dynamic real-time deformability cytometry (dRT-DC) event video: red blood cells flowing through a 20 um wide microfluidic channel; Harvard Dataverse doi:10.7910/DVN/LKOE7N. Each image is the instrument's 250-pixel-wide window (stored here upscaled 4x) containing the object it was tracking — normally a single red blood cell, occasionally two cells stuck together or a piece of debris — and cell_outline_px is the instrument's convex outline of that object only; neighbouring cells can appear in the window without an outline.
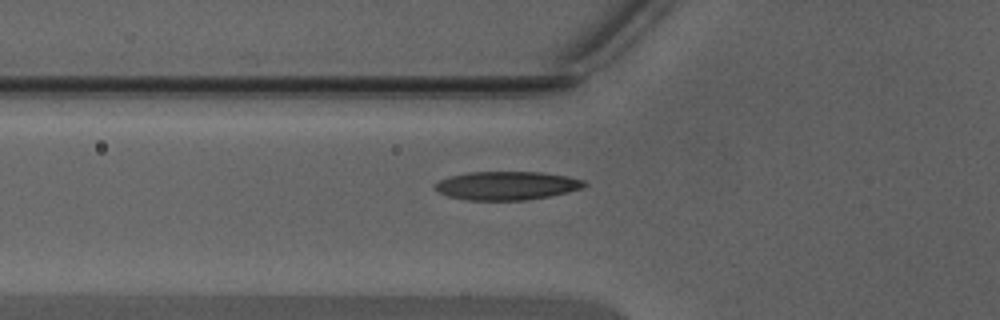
{"species": "Egyptian fruit bat (a non-hibernating species)", "species_latin": "Rousettus aegyptiacus", "temperature_condition": "warm", "stored_images_in_passage": 36, "camera_frame_rate_fps": 3000, "um_per_image_px": 0.085, "animal": {"sex": "male"}, "frame": {"image": 1, "passage_image": 9, "time_ms": 2.667, "image_size_px": [1000, 320], "cell_outline_px": [[588, 184], [580, 188], [568, 192], [548, 196], [524, 200], [468, 200], [448, 196], [440, 192], [436, 188], [436, 184], [440, 180], [448, 176], [468, 172], [544, 172], [568, 176], [584, 180]], "centroid_in_image_um": [43.1, 15.77], "position_along_channel_um": 82.7, "area_um2": 24.68}}
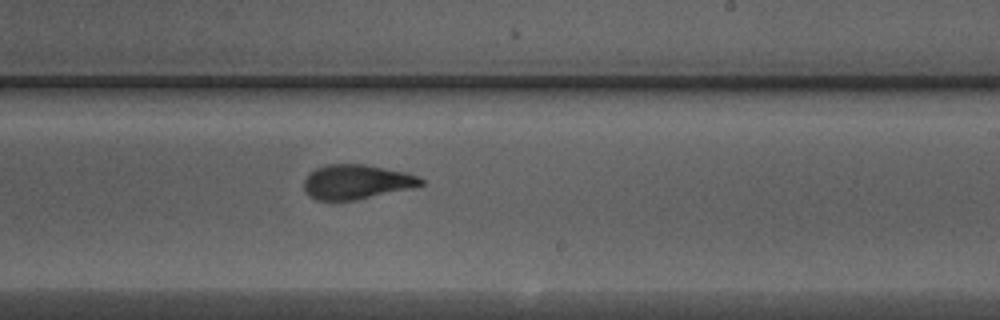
{"frame": {"image": 2, "passage_image": 21, "time_ms": 6.667, "image_size_px": [1000, 320], "cell_outline_px": [[424, 184], [412, 188], [356, 200], [316, 200], [308, 196], [304, 192], [304, 180], [316, 168], [324, 164], [364, 164], [408, 172], [424, 180]], "centroid_in_image_um": [30.3, 15.46], "position_along_channel_um": 258.7, "area_um2": 23.64}}
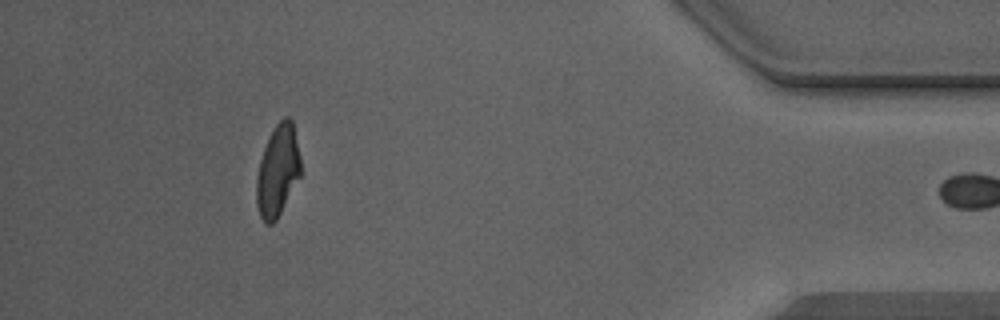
{"frame": {"image": 3, "passage_image": 35, "time_ms": 11.333, "image_size_px": [1000, 320], "cell_outline_px": [[300, 176], [276, 220], [272, 224], [264, 224], [260, 216], [256, 204], [256, 176], [260, 160], [264, 148], [276, 124], [284, 116], [288, 116], [292, 120], [300, 156]], "centroid_in_image_um": [23.59, 14.53], "position_along_channel_um": 411.6, "area_um2": 23.35}, "authors_computed_cell_mechanics": {"area_um2": 24.1026, "velocity_mm_per_s": 4.3877, "shape_relaxation_time_tau1_ms": 3.7593, "shape_relaxation_time_tau2_ms": 0.9784, "deformation_change_tau1": 0.1767, "deformation_change_tau2": 0.0751}}